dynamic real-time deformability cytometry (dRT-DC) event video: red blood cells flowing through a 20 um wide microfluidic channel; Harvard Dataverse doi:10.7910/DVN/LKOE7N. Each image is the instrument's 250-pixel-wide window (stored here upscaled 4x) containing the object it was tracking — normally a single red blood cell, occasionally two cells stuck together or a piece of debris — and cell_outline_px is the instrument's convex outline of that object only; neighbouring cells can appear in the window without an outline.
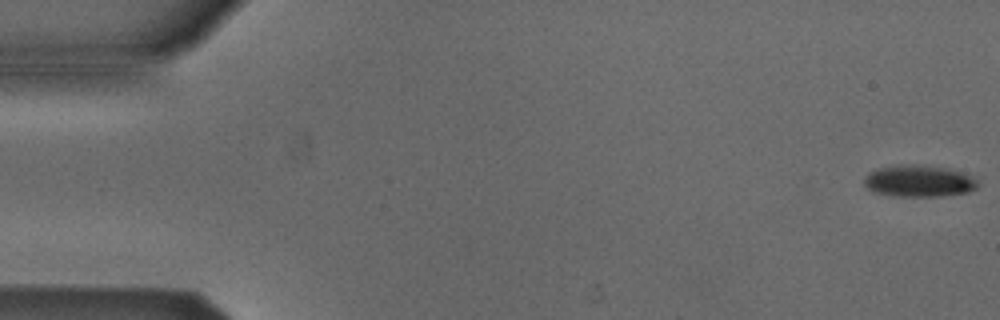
{"species": "Egyptian fruit bat (a non-hibernating species)", "species_latin": "Rousettus aegyptiacus", "temperature_condition": "cold", "stored_images_in_passage": 53, "camera_frame_rate_fps": 3000, "um_per_image_px": 0.085, "animal": {"sex": "male"}, "frame": {"image": 1, "passage_image": 1, "time_ms": 0.0, "image_size_px": [1000, 320], "cell_outline_px": [[980, 184], [976, 188], [968, 192], [940, 196], [900, 196], [872, 192], [864, 184], [864, 176], [868, 172], [876, 168], [908, 164], [916, 164], [948, 168], [972, 176]], "centroid_in_image_um": [78.09, 15.38], "position_along_channel_um": 6.9, "area_um2": 21.04}}
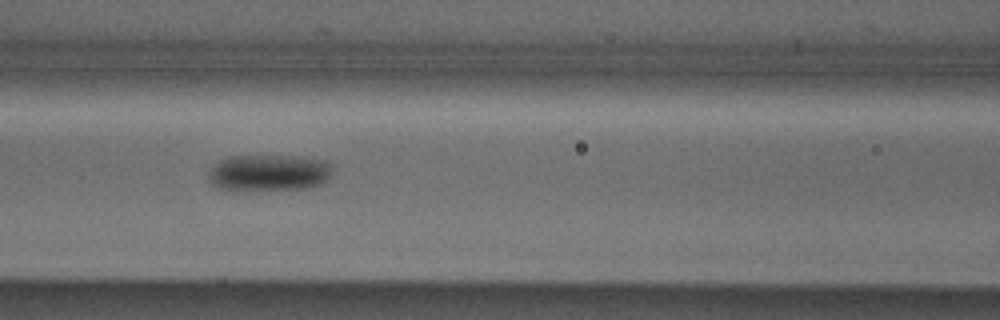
{"frame": {"image": 2, "passage_image": 23, "time_ms": 7.333, "image_size_px": [1000, 320], "cell_outline_px": [[332, 164], [328, 180], [320, 184], [308, 188], [236, 192], [232, 192], [216, 188], [208, 180], [208, 176], [212, 168], [220, 160], [232, 156], [304, 156], [324, 160]], "centroid_in_image_um": [22.83, 14.72], "position_along_channel_um": 143.8, "area_um2": 27.11}}
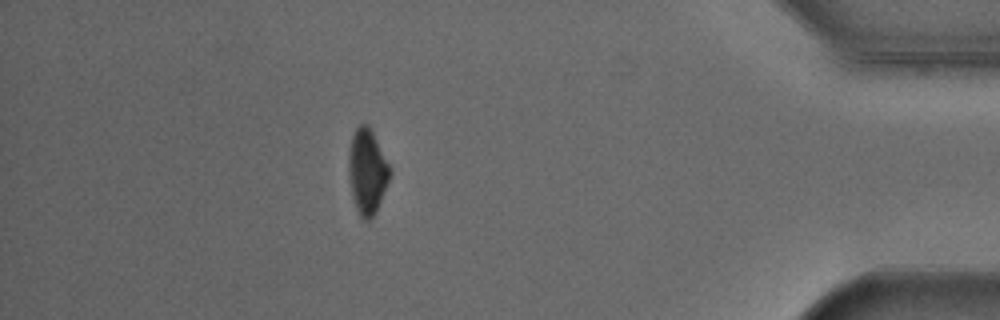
{"frame": {"image": 3, "passage_image": 47, "time_ms": 15.333, "image_size_px": [1000, 320], "cell_outline_px": [[392, 172], [376, 212], [368, 220], [364, 220], [360, 216], [356, 208], [352, 196], [348, 172], [348, 152], [352, 136], [356, 128], [360, 124], [368, 124], [392, 168]], "centroid_in_image_um": [31.22, 14.56], "position_along_channel_um": 404.0, "area_um2": 20.52}, "authors_computed_cell_mechanics": {"area_um2": 22.831, "velocity_mm_per_s": 3.8597, "shape_relaxation_time_tau1_ms": 2.0002, "shape_relaxation_time_tau2_ms": null, "deformation_change_tau1": 0.067, "deformation_change_tau2": null}}